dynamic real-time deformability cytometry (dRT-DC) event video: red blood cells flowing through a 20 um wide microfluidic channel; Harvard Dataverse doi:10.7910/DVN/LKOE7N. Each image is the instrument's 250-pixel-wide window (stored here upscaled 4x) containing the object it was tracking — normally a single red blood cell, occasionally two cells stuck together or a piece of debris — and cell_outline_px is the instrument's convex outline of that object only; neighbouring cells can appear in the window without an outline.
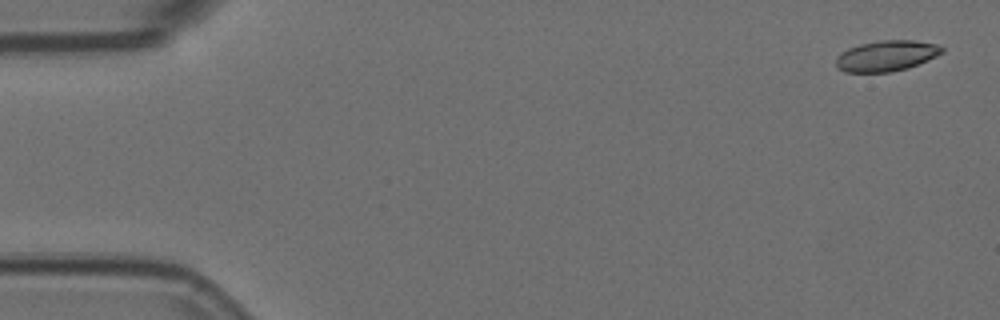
{"species": "Egyptian fruit bat (a non-hibernating species)", "species_latin": "Rousettus aegyptiacus", "temperature_condition": "room temperature", "stored_images_in_passage": 5, "camera_frame_rate_fps": 3000, "um_per_image_px": 0.085, "animal": {"sex": "female"}, "frame": {"image": 1, "passage_image": 1, "time_ms": 0.0, "image_size_px": [1000, 320], "cell_outline_px": [[944, 52], [936, 56], [908, 68], [888, 72], [844, 72], [836, 68], [836, 56], [840, 52], [848, 48], [860, 44], [880, 40], [912, 40], [936, 44], [944, 48]], "centroid_in_image_um": [75.31, 4.74], "position_along_channel_um": 9.7, "area_um2": 19.02}}
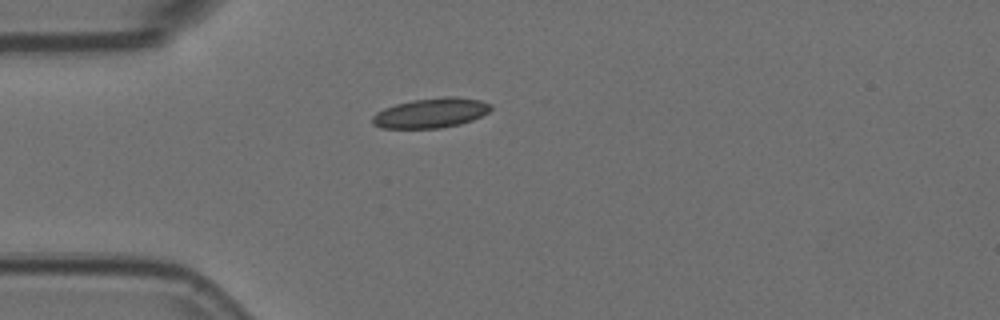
{"frame": {"image": 2, "passage_image": 5, "time_ms": 1.333, "image_size_px": [1000, 320], "cell_outline_px": [[492, 108], [488, 112], [472, 120], [460, 124], [440, 128], [380, 128], [372, 124], [372, 116], [376, 112], [384, 108], [396, 104], [412, 100], [444, 96], [456, 96], [480, 100], [492, 104]], "centroid_in_image_um": [36.62, 9.59], "position_along_channel_um": 48.4, "area_um2": 20.69}}